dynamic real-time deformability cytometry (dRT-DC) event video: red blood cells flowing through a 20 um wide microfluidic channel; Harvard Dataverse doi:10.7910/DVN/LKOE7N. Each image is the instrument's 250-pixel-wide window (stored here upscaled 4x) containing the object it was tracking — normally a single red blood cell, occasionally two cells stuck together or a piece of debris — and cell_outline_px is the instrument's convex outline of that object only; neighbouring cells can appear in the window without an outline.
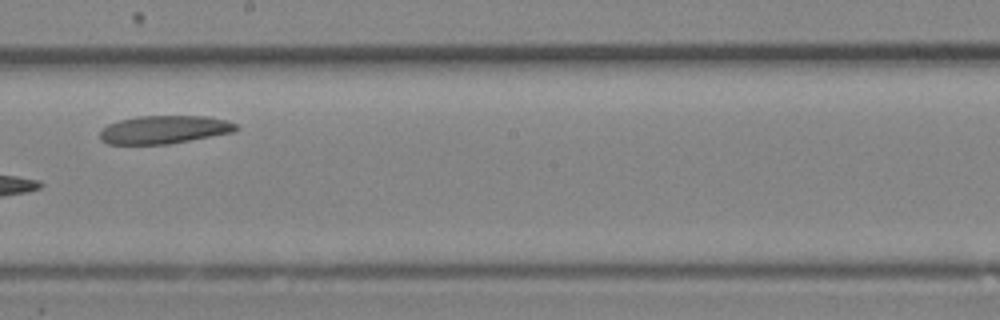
{"species": "Egyptian fruit bat (a non-hibernating species)", "species_latin": "Rousettus aegyptiacus", "temperature_condition": "room temperature", "stored_images_in_passage": 17, "camera_frame_rate_fps": 3000, "um_per_image_px": 0.085, "animal": {"sex": "female"}, "frame": {"image": 1, "passage_image": 10, "time_ms": 3.0, "image_size_px": [1000, 320], "cell_outline_px": [[240, 128], [236, 132], [168, 144], [108, 144], [100, 140], [100, 128], [108, 124], [120, 120], [136, 116], [208, 116], [228, 120], [236, 124]], "centroid_in_image_um": [13.98, 11.01], "position_along_channel_um": 234.2, "area_um2": 22.6}}